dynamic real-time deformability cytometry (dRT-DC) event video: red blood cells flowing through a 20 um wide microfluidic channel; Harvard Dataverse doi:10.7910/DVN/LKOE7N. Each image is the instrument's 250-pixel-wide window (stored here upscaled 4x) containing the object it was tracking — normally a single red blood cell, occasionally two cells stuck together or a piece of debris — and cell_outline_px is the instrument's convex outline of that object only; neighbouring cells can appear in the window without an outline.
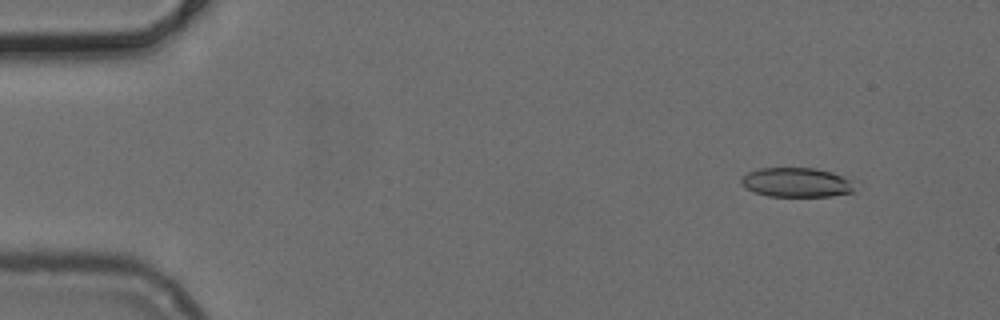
{"species": "common noctule bat (a hibernating species)", "species_latin": "Nyctalus noctula", "temperature_condition": "cold", "stored_images_in_passage": 48, "camera_frame_rate_fps": 3000, "um_per_image_px": 0.085, "animal": {"sex": "female", "body_mass_g": 24.6, "forearm_length_mm": 56.2}, "frame": {"image": 1, "passage_image": 5, "time_ms": 1.333, "image_size_px": [1000, 320], "cell_outline_px": [[852, 192], [828, 196], [768, 196], [752, 192], [740, 184], [740, 176], [748, 172], [760, 168], [816, 168], [832, 172], [852, 180]], "centroid_in_image_um": [67.62, 15.5], "position_along_channel_um": 17.4, "area_um2": 19.48}}
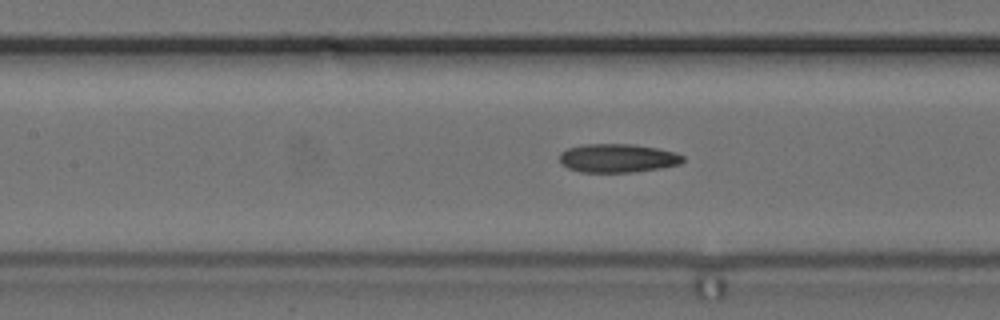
{"frame": {"image": 2, "passage_image": 23, "time_ms": 7.333, "image_size_px": [1000, 320], "cell_outline_px": [[684, 160], [680, 164], [660, 168], [636, 172], [580, 172], [568, 168], [560, 164], [560, 152], [568, 148], [584, 144], [632, 144], [656, 148], [676, 152], [684, 156]], "centroid_in_image_um": [52.49, 13.44], "position_along_channel_um": 154.9, "area_um2": 20.69}}
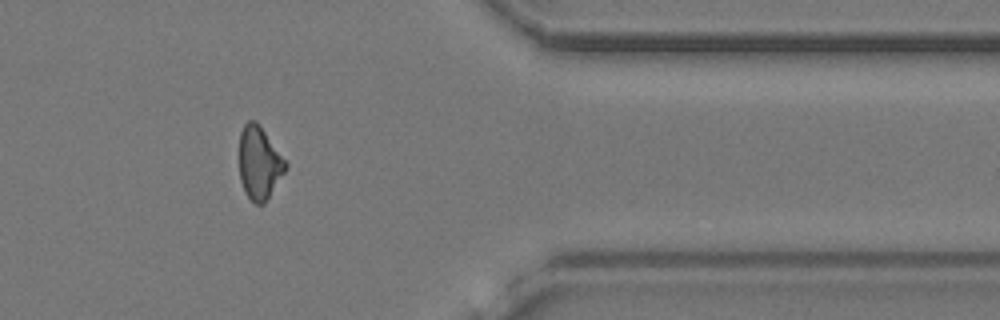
{"frame": {"image": 3, "passage_image": 42, "time_ms": 13.667, "image_size_px": [1000, 320], "cell_outline_px": [[288, 168], [264, 204], [256, 204], [244, 192], [240, 180], [240, 132], [244, 124], [248, 120], [256, 120], [288, 164]], "centroid_in_image_um": [22.04, 13.86], "position_along_channel_um": 389.4, "area_um2": 19.59}}